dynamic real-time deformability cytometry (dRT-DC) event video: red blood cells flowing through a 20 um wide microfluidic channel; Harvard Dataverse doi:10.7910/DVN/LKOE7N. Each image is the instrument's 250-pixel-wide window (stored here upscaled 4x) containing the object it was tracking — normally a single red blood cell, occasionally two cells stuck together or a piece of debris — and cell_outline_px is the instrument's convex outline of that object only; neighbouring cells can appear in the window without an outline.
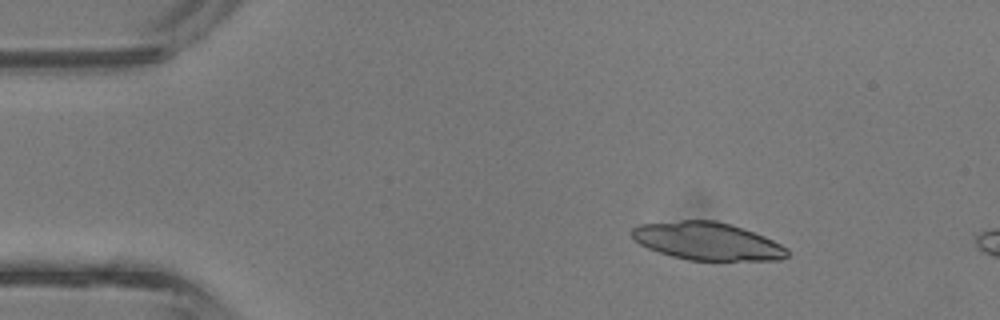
{"species": "common noctule bat (a hibernating species)", "species_latin": "Nyctalus noctula", "temperature_condition": "room temperature", "stored_images_in_passage": 2, "camera_frame_rate_fps": 3000, "um_per_image_px": 0.085, "animal": {"sex": "male", "body_mass_g": 13.3}, "frame": {"image": 1, "passage_image": 1, "time_ms": 0.0, "image_size_px": [1000, 320], "cell_outline_px": [[788, 256], [780, 260], [688, 260], [672, 256], [648, 248], [640, 244], [632, 236], [632, 228], [640, 224], [680, 220], [716, 220], [732, 224], [764, 236], [788, 248]], "centroid_in_image_um": [60.14, 20.49], "position_along_channel_um": 24.9, "area_um2": 34.1}}